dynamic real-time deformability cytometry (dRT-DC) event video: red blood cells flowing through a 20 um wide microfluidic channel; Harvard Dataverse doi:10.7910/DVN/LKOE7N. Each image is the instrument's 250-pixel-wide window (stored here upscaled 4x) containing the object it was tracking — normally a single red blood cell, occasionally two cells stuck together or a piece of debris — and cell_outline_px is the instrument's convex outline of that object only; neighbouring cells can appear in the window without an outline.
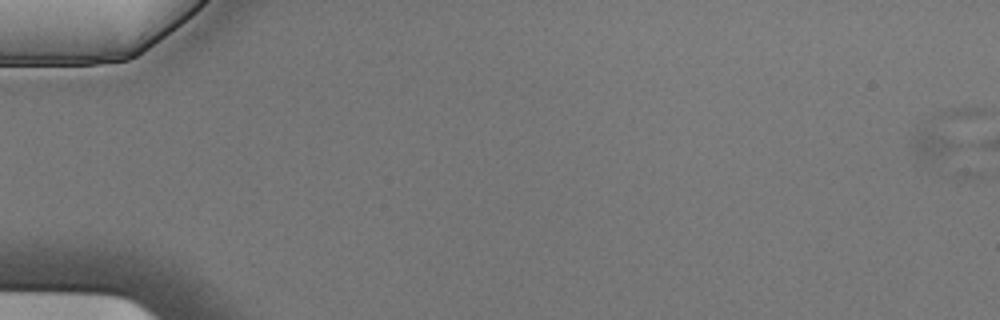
{"species": "Egyptian fruit bat (a non-hibernating species)", "species_latin": "Rousettus aegyptiacus", "temperature_condition": "cold", "stored_images_in_passage": 9, "camera_frame_rate_fps": 3000, "um_per_image_px": 0.085, "animal": {"sex": "male"}, "frame": {"image": 1, "passage_image": 1, "time_ms": 0.0, "image_size_px": [1000, 320], "cell_outline_px": [[980, 112], [960, 144], [956, 148], [932, 160], [924, 160], [916, 156], [912, 152], [912, 136], [916, 128], [924, 120], [940, 112], [956, 108], [980, 108]], "centroid_in_image_um": [80.12, 11.26], "position_along_channel_um": 4.9, "area_um2": 16.42}}